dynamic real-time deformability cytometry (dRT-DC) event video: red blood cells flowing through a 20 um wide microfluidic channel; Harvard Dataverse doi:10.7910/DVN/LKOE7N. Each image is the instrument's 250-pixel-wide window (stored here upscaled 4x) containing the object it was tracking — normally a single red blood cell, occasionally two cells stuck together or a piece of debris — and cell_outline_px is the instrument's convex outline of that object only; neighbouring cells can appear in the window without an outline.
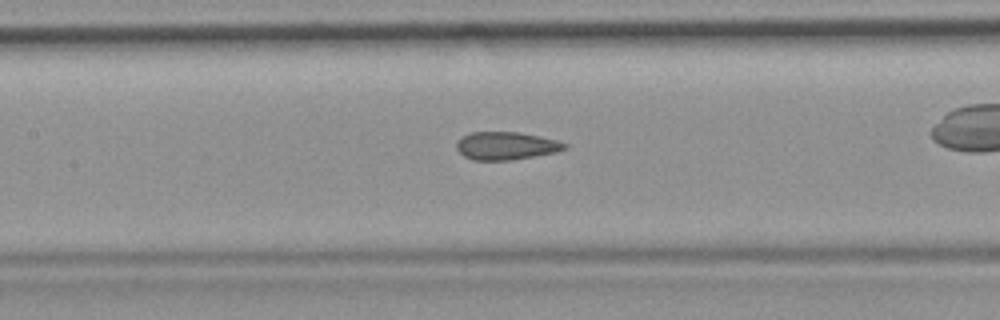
{"species": "common noctule bat (a hibernating species)", "species_latin": "Nyctalus noctula", "temperature_condition": "room temperature", "stored_images_in_passage": 51, "camera_frame_rate_fps": 3000, "um_per_image_px": 0.085, "animal": {"sex": "female", "body_mass_g": 19.9}, "frame": {"image": 1, "passage_image": 22, "time_ms": 7.0, "image_size_px": [1000, 320], "cell_outline_px": [[568, 148], [556, 152], [536, 156], [512, 160], [472, 160], [464, 156], [456, 148], [456, 144], [464, 136], [472, 132], [520, 132], [540, 136], [556, 140], [568, 144]], "centroid_in_image_um": [43.06, 12.4], "position_along_channel_um": 164.3, "area_um2": 17.57}, "authors_computed_cell_mechanics": {"area_um2": 18.3804, "velocity_mm_per_s": 3.8845, "shape_relaxation_time_tau1_ms": null, "shape_relaxation_time_tau2_ms": 1.5857, "deformation_change_tau1": null, "deformation_change_tau2": 0.0888}}